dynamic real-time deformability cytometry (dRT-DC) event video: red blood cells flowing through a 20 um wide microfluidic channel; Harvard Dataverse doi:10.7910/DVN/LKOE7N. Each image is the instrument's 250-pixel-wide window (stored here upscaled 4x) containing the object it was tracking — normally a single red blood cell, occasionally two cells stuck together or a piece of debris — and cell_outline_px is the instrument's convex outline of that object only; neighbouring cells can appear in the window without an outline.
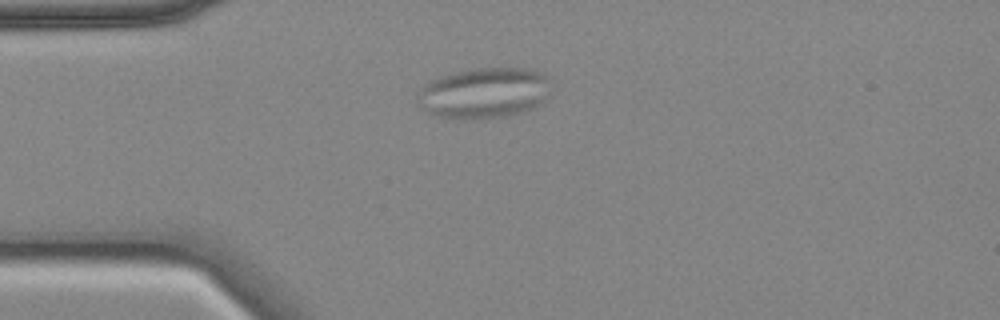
{"species": "common noctule bat (a hibernating species)", "species_latin": "Nyctalus noctula", "temperature_condition": "cold", "stored_images_in_passage": 30, "camera_frame_rate_fps": 3000, "um_per_image_px": 0.085, "animal": {"sex": "female", "body_mass_g": 18.4}, "frame": {"image": 1, "passage_image": 5, "time_ms": 1.333, "image_size_px": [1000, 320], "cell_outline_px": [[548, 80], [544, 100], [540, 104], [532, 108], [508, 116], [460, 120], [440, 116], [428, 112], [420, 108], [416, 104], [416, 96], [420, 88], [424, 84], [440, 76], [456, 72], [476, 68], [524, 68], [540, 72]], "centroid_in_image_um": [41.05, 7.92], "position_along_channel_um": 44.0, "area_um2": 39.25}}
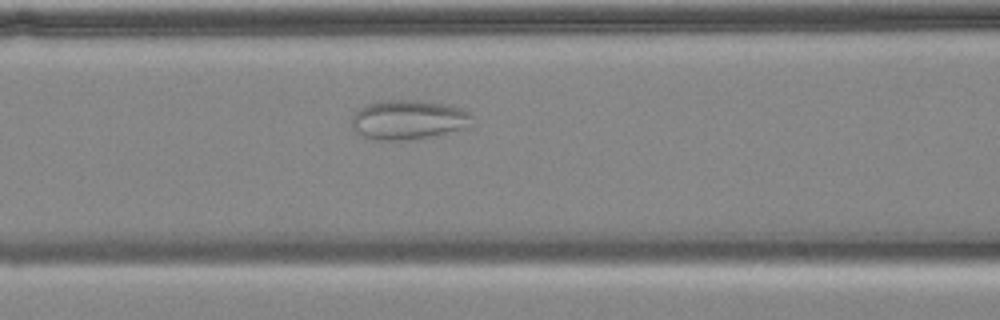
{"frame": {"image": 2, "passage_image": 14, "time_ms": 4.333, "image_size_px": [1000, 320], "cell_outline_px": [[472, 116], [464, 128], [444, 136], [404, 140], [372, 140], [356, 132], [352, 128], [352, 116], [360, 108], [368, 104], [388, 100], [416, 100], [448, 104], [460, 108], [468, 112]], "centroid_in_image_um": [34.71, 10.2], "position_along_channel_um": 131.9, "area_um2": 27.86}}
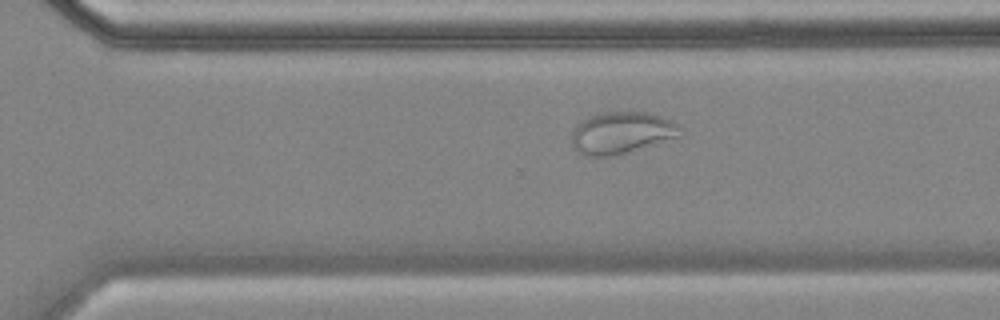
{"frame": {"image": 3, "passage_image": 30, "time_ms": 9.667, "image_size_px": [1000, 320], "cell_outline_px": [[684, 128], [676, 136], [624, 152], [608, 156], [584, 156], [576, 152], [572, 148], [572, 136], [576, 128], [588, 116], [604, 112], [644, 112], [660, 116], [672, 120], [680, 124]], "centroid_in_image_um": [52.8, 11.27], "position_along_channel_um": 317.8, "area_um2": 25.78}}